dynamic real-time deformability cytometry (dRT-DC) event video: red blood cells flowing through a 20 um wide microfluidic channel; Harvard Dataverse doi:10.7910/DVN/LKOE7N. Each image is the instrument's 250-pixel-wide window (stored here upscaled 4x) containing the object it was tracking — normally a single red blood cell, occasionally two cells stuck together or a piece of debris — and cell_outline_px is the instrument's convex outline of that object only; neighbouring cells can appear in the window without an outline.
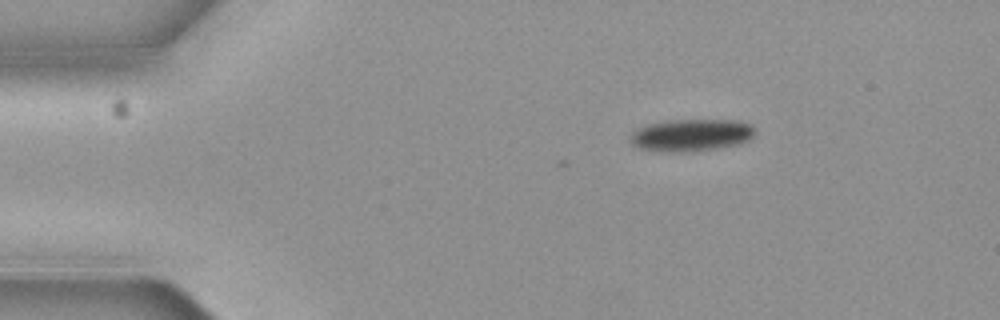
{"species": "common noctule bat (a hibernating species)", "species_latin": "Nyctalus noctula", "temperature_condition": "cold", "stored_images_in_passage": 4, "camera_frame_rate_fps": 3000, "um_per_image_px": 0.085, "animal": {"sex": "female", "body_mass_g": 19.3, "forearm_length_mm": 54.1}, "frame": {"image": 1, "passage_image": 1, "time_ms": 0.0, "image_size_px": [1000, 320], "cell_outline_px": [[756, 132], [748, 140], [740, 144], [696, 152], [672, 152], [640, 148], [632, 144], [632, 132], [648, 124], [668, 120], [736, 120], [748, 124], [756, 128]], "centroid_in_image_um": [58.81, 11.49], "position_along_channel_um": 26.2, "area_um2": 23.35}}
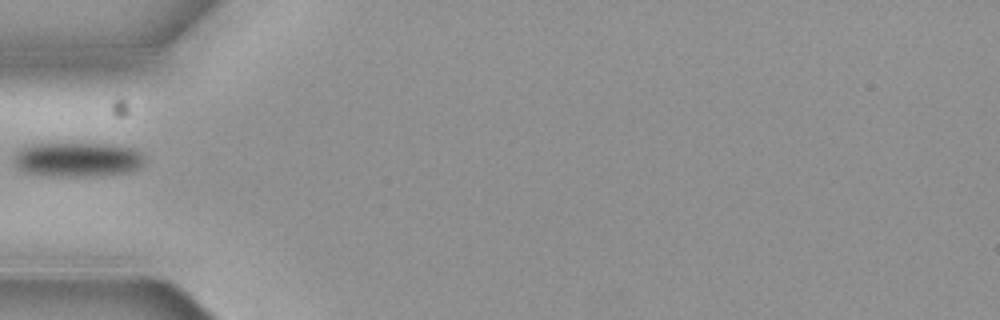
{"frame": {"image": 2, "passage_image": 3, "time_ms": 0.667, "image_size_px": [1000, 320], "cell_outline_px": [[144, 164], [140, 168], [128, 172], [80, 176], [56, 176], [24, 172], [16, 168], [12, 160], [12, 156], [16, 148], [32, 144], [112, 144], [132, 148], [144, 156]], "centroid_in_image_um": [6.51, 13.55], "position_along_channel_um": 78.5, "area_um2": 26.41}}
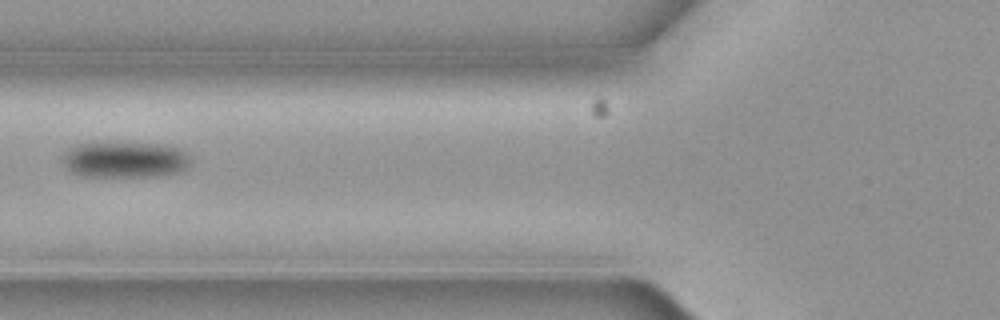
{"frame": {"image": 3, "passage_image": 4, "time_ms": 1.0, "image_size_px": [1000, 320], "cell_outline_px": [[192, 160], [184, 168], [176, 172], [164, 176], [84, 176], [72, 172], [64, 164], [64, 152], [76, 144], [164, 144], [184, 148]], "centroid_in_image_um": [10.69, 13.58], "position_along_channel_um": 115.1, "area_um2": 26.53}}